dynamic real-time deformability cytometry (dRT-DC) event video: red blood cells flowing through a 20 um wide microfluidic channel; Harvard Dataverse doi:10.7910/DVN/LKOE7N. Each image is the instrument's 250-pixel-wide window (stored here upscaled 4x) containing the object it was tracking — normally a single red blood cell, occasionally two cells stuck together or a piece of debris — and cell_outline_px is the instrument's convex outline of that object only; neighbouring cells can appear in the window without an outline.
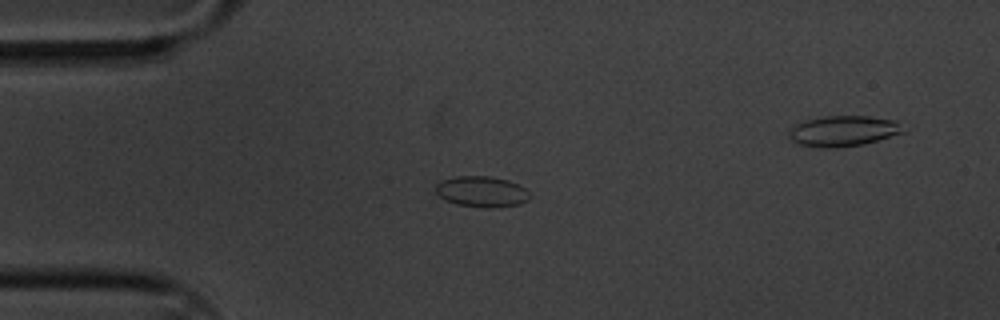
{"species": "common noctule bat (a hibernating species)", "species_latin": "Nyctalus noctula", "temperature_condition": "cold", "stored_images_in_passage": 49, "camera_frame_rate_fps": 3000, "um_per_image_px": 0.085, "animal": {"sex": "male", "body_mass_g": 20.1, "forearm_length_mm": 53.5}, "frame": {"image": 1, "passage_image": 3, "time_ms": 0.667, "image_size_px": [1000, 320], "cell_outline_px": [[532, 196], [528, 200], [520, 204], [488, 208], [484, 208], [456, 204], [440, 196], [436, 192], [436, 184], [440, 180], [456, 176], [488, 176], [508, 180], [524, 188]], "centroid_in_image_um": [40.95, 16.29], "position_along_channel_um": 44.1, "area_um2": 16.82}}
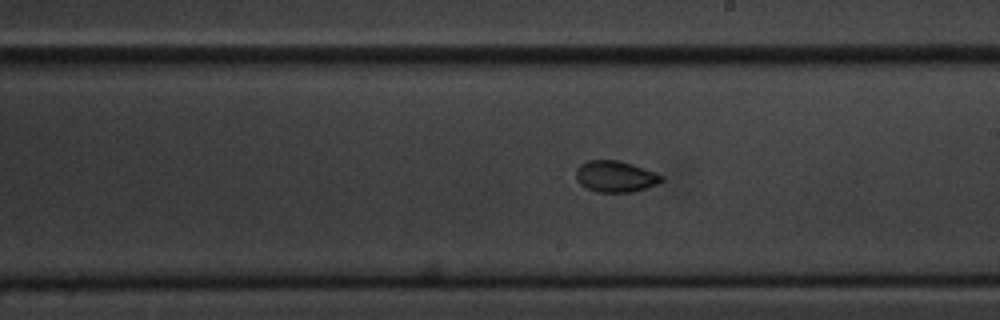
{"frame": {"image": 2, "passage_image": 22, "time_ms": 7.0, "image_size_px": [1000, 320], "cell_outline_px": [[664, 180], [660, 184], [636, 192], [600, 192], [588, 188], [580, 184], [576, 180], [576, 168], [580, 164], [588, 160], [616, 160], [632, 164], [664, 176]], "centroid_in_image_um": [52.34, 15.01], "position_along_channel_um": 236.7, "area_um2": 15.72}}
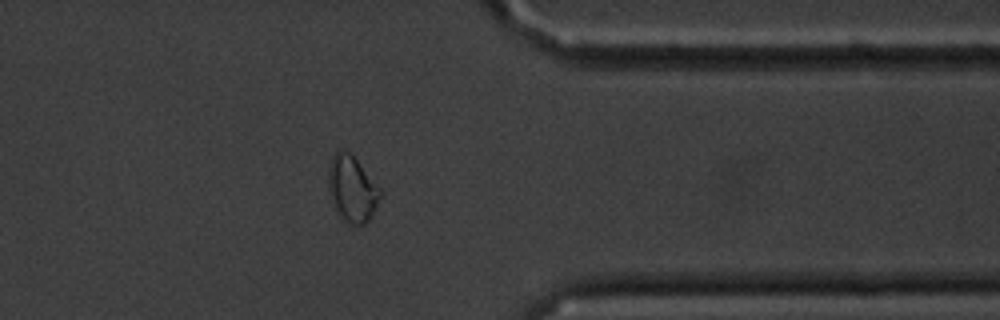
{"frame": {"image": 3, "passage_image": 36, "time_ms": 11.667, "image_size_px": [1000, 320], "cell_outline_px": [[380, 196], [368, 220], [364, 224], [348, 224], [336, 212], [328, 188], [328, 168], [332, 156], [340, 148], [344, 148], [356, 160], [380, 188]], "centroid_in_image_um": [29.88, 16.03], "position_along_channel_um": 381.5, "area_um2": 19.54}, "authors_computed_cell_mechanics": {"area_um2": 15.8372, "velocity_mm_per_s": 3.3149, "shape_relaxation_time_tau1_ms": 5.1928, "shape_relaxation_time_tau2_ms": null, "deformation_change_tau1": 0.0701, "deformation_change_tau2": null}}